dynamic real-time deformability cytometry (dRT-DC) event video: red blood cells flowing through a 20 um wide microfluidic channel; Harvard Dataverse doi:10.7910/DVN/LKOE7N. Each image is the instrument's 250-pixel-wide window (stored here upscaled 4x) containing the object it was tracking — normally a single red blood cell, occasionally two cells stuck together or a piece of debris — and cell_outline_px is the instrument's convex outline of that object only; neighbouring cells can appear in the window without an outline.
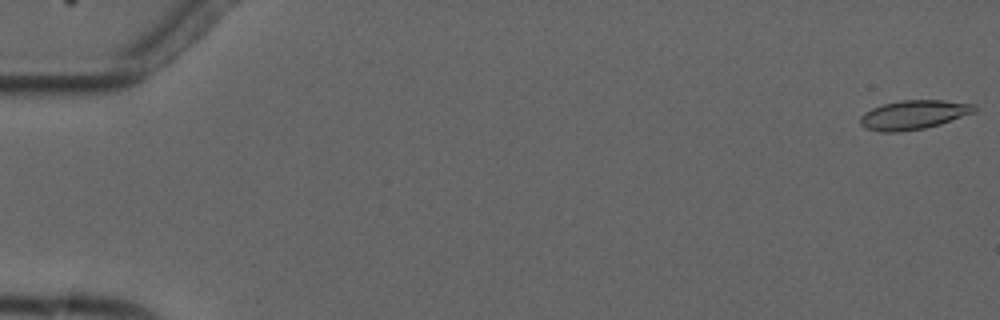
{"species": "common noctule bat (a hibernating species)", "species_latin": "Nyctalus noctula", "temperature_condition": "cold", "stored_images_in_passage": 6, "camera_frame_rate_fps": 3000, "um_per_image_px": 0.085, "animal": {"sex": "male", "forearm_length_mm": 52.5}, "frame": {"image": 1, "passage_image": 1, "time_ms": 0.0, "image_size_px": [1000, 320], "cell_outline_px": [[976, 112], [940, 124], [924, 128], [900, 132], [880, 132], [864, 128], [860, 124], [860, 116], [864, 112], [872, 108], [884, 104], [900, 100], [944, 100], [976, 104]], "centroid_in_image_um": [77.66, 9.76], "position_along_channel_um": 7.3, "area_um2": 19.54}}